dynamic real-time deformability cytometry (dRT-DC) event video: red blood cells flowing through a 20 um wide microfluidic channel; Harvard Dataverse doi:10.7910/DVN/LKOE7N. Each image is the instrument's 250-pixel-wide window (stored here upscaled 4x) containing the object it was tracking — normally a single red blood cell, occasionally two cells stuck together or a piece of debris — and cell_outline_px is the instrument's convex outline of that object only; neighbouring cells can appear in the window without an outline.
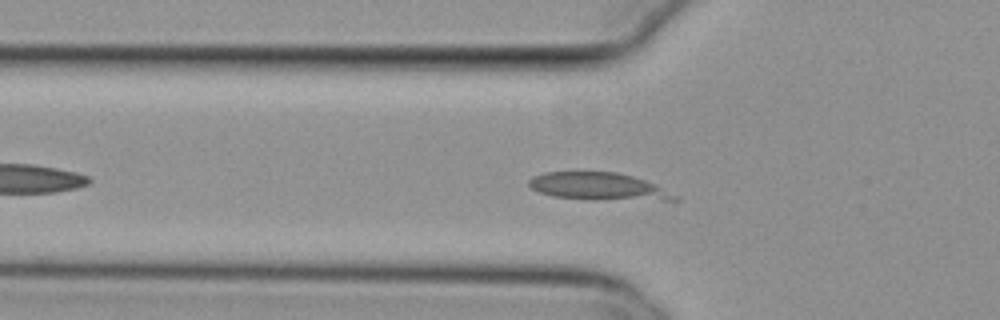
{"species": "common noctule bat (a hibernating species)", "species_latin": "Nyctalus noctula", "temperature_condition": "cold", "stored_images_in_passage": 35, "camera_frame_rate_fps": 3000, "um_per_image_px": 0.085, "animal": {"sex": "female", "body_mass_g": 29.2, "forearm_length_mm": 56.3}, "frame": {"image": 1, "passage_image": 3, "time_ms": 0.667, "image_size_px": [1000, 320], "cell_outline_px": [[680, 200], [592, 200], [552, 196], [540, 192], [532, 188], [528, 184], [528, 180], [532, 176], [544, 172], [616, 172], [632, 176], [656, 184], [680, 196]], "centroid_in_image_um": [50.91, 15.86], "position_along_channel_um": 74.9, "area_um2": 23.58}}
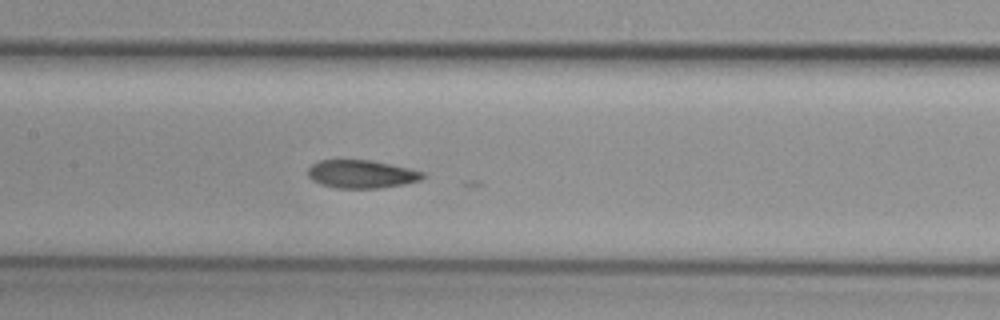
{"frame": {"image": 2, "passage_image": 11, "time_ms": 3.333, "image_size_px": [1000, 320], "cell_outline_px": [[428, 176], [420, 180], [404, 184], [380, 188], [336, 188], [320, 184], [312, 180], [308, 176], [308, 168], [312, 164], [320, 160], [372, 160], [408, 168], [424, 172]], "centroid_in_image_um": [30.74, 14.8], "position_along_channel_um": 176.7, "area_um2": 18.9}}
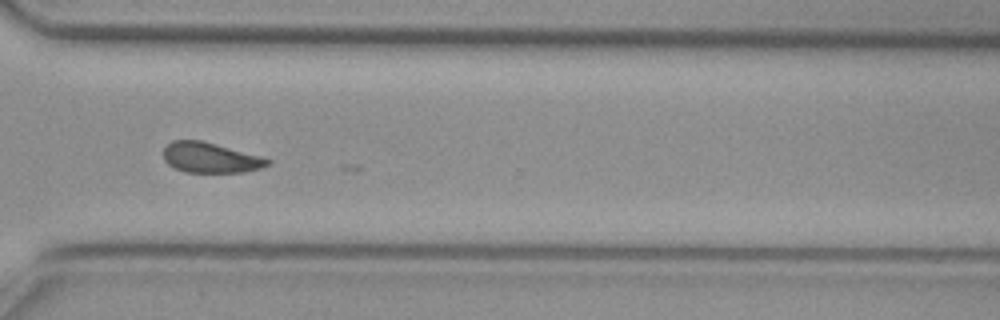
{"frame": {"image": 3, "passage_image": 25, "time_ms": 8.0, "image_size_px": [1000, 320], "cell_outline_px": [[272, 164], [260, 168], [244, 172], [184, 172], [168, 164], [164, 160], [164, 148], [172, 140], [200, 140], [216, 144], [260, 156], [272, 160]], "centroid_in_image_um": [17.89, 13.4], "position_along_channel_um": 352.7, "area_um2": 18.26}}